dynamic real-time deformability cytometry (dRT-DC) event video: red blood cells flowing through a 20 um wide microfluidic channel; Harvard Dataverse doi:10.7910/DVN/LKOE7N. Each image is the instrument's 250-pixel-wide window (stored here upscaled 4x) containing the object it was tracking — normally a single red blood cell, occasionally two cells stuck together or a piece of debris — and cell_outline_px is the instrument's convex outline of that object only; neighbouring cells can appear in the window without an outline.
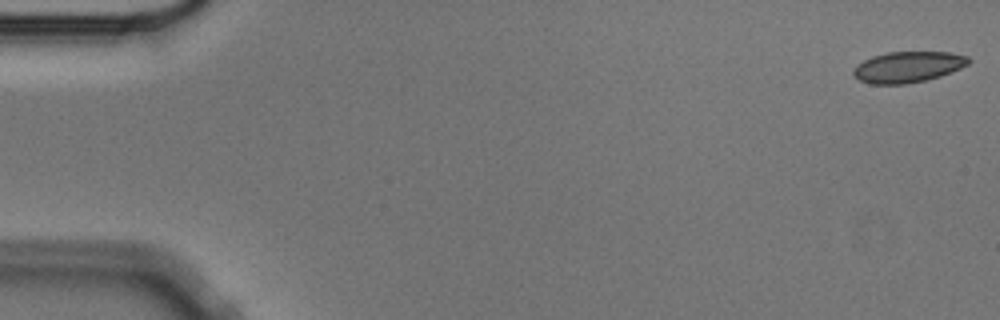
{"species": "Egyptian fruit bat (a non-hibernating species)", "species_latin": "Rousettus aegyptiacus", "temperature_condition": "cold", "stored_images_in_passage": 57, "camera_frame_rate_fps": 3000, "um_per_image_px": 0.085, "animal": {"sex": "male"}, "frame": {"image": 1, "passage_image": 1, "time_ms": 0.0, "image_size_px": [1000, 320], "cell_outline_px": [[972, 60], [968, 64], [960, 68], [940, 76], [924, 80], [904, 84], [868, 84], [860, 80], [852, 72], [864, 60], [872, 56], [888, 52], [948, 52], [968, 56]], "centroid_in_image_um": [77.2, 5.69], "position_along_channel_um": 7.8, "area_um2": 20.52}}
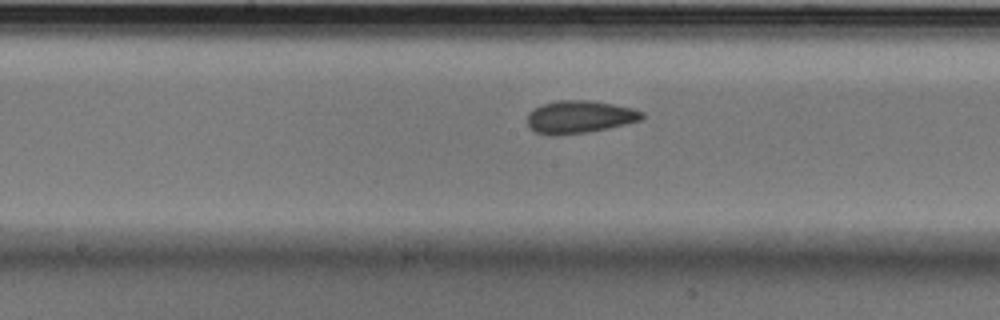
{"frame": {"image": 2, "passage_image": 29, "time_ms": 9.333, "image_size_px": [1000, 320], "cell_outline_px": [[644, 116], [640, 120], [608, 128], [588, 132], [556, 136], [552, 136], [536, 132], [528, 124], [528, 116], [536, 108], [544, 104], [556, 100], [588, 100], [612, 104], [632, 108], [644, 112]], "centroid_in_image_um": [49.28, 9.94], "position_along_channel_um": 198.9, "area_um2": 21.56}}
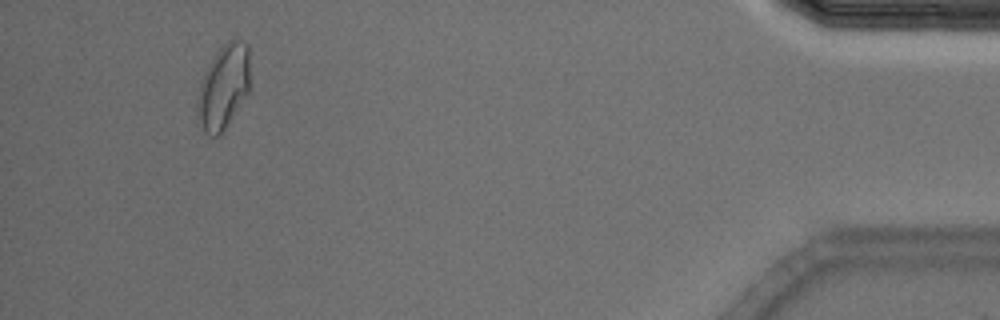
{"frame": {"image": 3, "passage_image": 53, "time_ms": 17.333, "image_size_px": [1000, 320], "cell_outline_px": [[248, 92], [220, 136], [208, 136], [204, 132], [196, 116], [196, 100], [204, 72], [216, 52], [224, 44], [232, 40], [240, 40], [248, 44]], "centroid_in_image_um": [18.95, 7.43], "position_along_channel_um": 416.2, "area_um2": 25.61}, "authors_computed_cell_mechanics": {"area_um2": 21.5594, "velocity_mm_per_s": 3.5426, "shape_relaxation_time_tau1_ms": null, "shape_relaxation_time_tau2_ms": 2.6038, "deformation_change_tau1": null, "deformation_change_tau2": 0.0623}}